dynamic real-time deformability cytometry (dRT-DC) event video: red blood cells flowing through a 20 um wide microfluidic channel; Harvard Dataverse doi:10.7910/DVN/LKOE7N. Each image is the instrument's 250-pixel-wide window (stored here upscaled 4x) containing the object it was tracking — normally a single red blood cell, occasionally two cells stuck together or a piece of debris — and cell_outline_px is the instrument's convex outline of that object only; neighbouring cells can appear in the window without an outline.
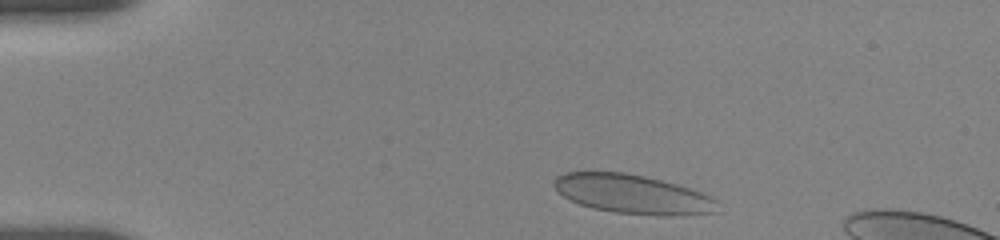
{"species": "human", "species_latin": "Homo sapiens", "temperature_condition": "room temperature", "stored_images_in_passage": 19, "camera_frame_rate_fps": 3000, "um_per_image_px": 0.085, "donor": {"sex": "female"}, "frame": {"image": 1, "passage_image": 1, "time_ms": 0.0, "image_size_px": [1000, 240], "cell_outline_px": [[720, 200], [716, 212], [672, 216], [660, 216], [612, 212], [592, 208], [580, 204], [564, 196], [552, 184], [552, 180], [556, 176], [564, 172], [624, 172], [644, 176], [676, 184], [712, 196]], "centroid_in_image_um": [53.79, 16.51], "position_along_channel_um": 31.2, "area_um2": 37.34}}
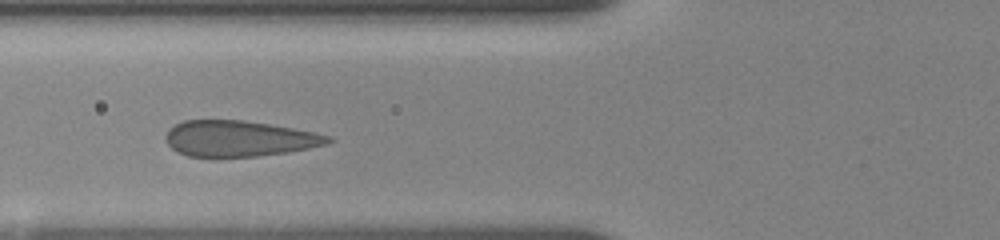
{"frame": {"image": 2, "passage_image": 11, "time_ms": 3.667, "image_size_px": [1000, 240], "cell_outline_px": [[336, 140], [328, 144], [288, 152], [256, 156], [216, 160], [212, 160], [188, 156], [172, 148], [164, 140], [164, 136], [168, 128], [184, 120], [244, 120], [292, 128], [332, 136]], "centroid_in_image_um": [20.27, 11.81], "position_along_channel_um": 105.5, "area_um2": 34.85}}
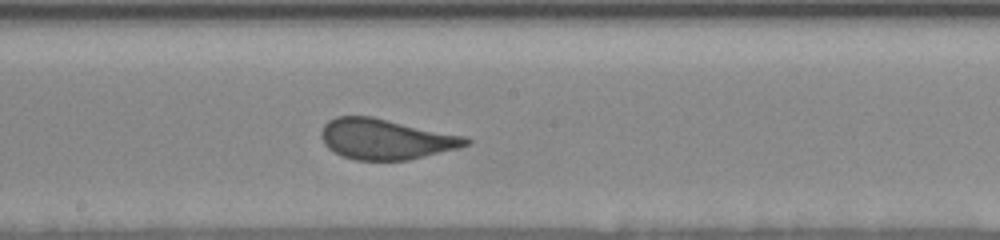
{"frame": {"image": 3, "passage_image": 19, "time_ms": 6.667, "image_size_px": [1000, 240], "cell_outline_px": [[472, 140], [468, 144], [456, 148], [408, 160], [356, 160], [332, 152], [324, 144], [320, 136], [320, 132], [324, 124], [328, 120], [336, 116], [372, 116], [464, 136]], "centroid_in_image_um": [32.72, 11.81], "position_along_channel_um": 215.5, "area_um2": 33.99}}